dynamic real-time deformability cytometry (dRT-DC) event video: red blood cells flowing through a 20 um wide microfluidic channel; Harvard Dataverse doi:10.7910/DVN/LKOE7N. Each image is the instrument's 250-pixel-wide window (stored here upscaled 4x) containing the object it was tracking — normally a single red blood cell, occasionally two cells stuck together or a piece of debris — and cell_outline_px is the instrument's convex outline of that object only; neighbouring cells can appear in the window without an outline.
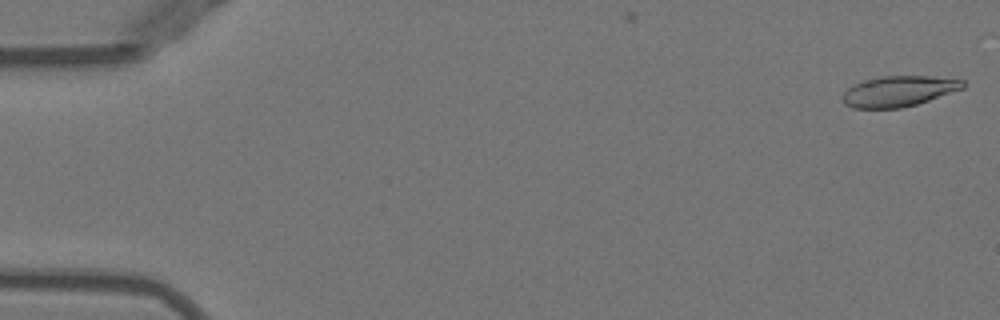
{"species": "Egyptian fruit bat (a non-hibernating species)", "species_latin": "Rousettus aegyptiacus", "temperature_condition": "warm", "stored_images_in_passage": 9, "camera_frame_rate_fps": 3000, "um_per_image_px": 0.085, "animal": {"sex": "female"}, "frame": {"image": 1, "passage_image": 1, "time_ms": 0.0, "image_size_px": [1000, 320], "cell_outline_px": [[968, 84], [964, 88], [916, 104], [900, 108], [852, 108], [844, 104], [844, 92], [848, 88], [864, 80], [884, 76], [932, 76], [964, 80]], "centroid_in_image_um": [76.42, 7.75], "position_along_channel_um": 8.6, "area_um2": 21.27}}